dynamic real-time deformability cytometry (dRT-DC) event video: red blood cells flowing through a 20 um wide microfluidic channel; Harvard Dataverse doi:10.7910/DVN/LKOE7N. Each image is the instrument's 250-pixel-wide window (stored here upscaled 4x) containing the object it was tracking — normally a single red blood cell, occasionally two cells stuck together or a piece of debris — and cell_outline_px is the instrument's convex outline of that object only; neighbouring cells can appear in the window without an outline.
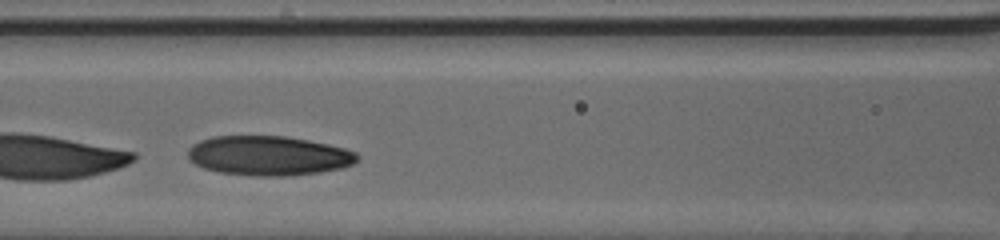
{"species": "human", "species_latin": "Homo sapiens", "temperature_condition": "cold", "stored_images_in_passage": 27, "camera_frame_rate_fps": 3000, "um_per_image_px": 0.085, "donor": {"sex": "male"}, "frame": {"image": 1, "passage_image": 9, "time_ms": 2.667, "image_size_px": [1000, 240], "cell_outline_px": [[360, 156], [352, 164], [340, 168], [320, 172], [284, 176], [252, 176], [220, 172], [204, 168], [196, 164], [188, 156], [188, 148], [192, 144], [200, 140], [212, 136], [284, 136], [308, 140], [328, 144], [344, 148], [356, 152]], "centroid_in_image_um": [22.82, 13.23], "position_along_channel_um": 143.8, "area_um2": 38.96}}
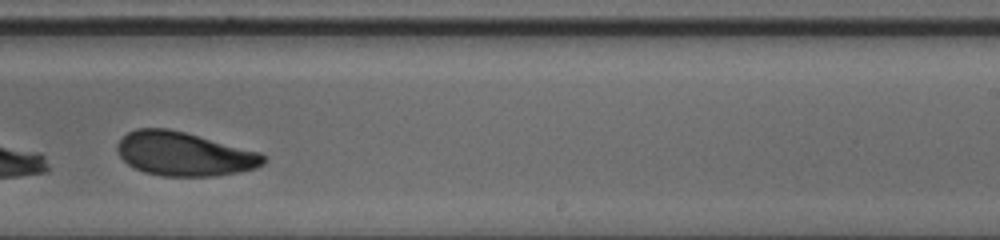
{"frame": {"image": 2, "passage_image": 18, "time_ms": 5.667, "image_size_px": [1000, 240], "cell_outline_px": [[268, 160], [264, 164], [256, 168], [240, 172], [212, 176], [164, 176], [144, 172], [128, 164], [116, 152], [116, 144], [128, 132], [136, 128], [168, 128], [184, 132], [260, 152], [268, 156]], "centroid_in_image_um": [15.67, 13.09], "position_along_channel_um": 273.3, "area_um2": 37.45}}
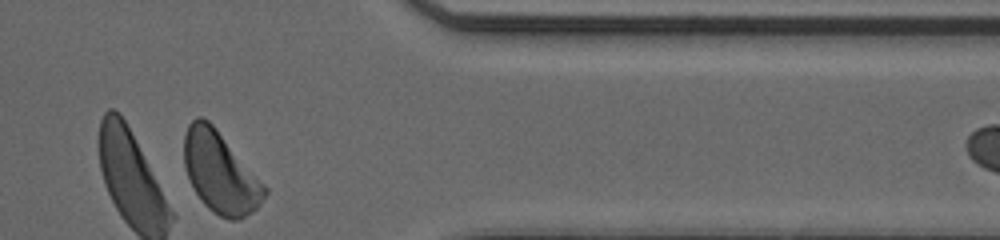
{"frame": {"image": 3, "passage_image": 27, "time_ms": 8.667, "image_size_px": [1000, 240], "cell_outline_px": [[268, 192], [260, 204], [252, 212], [240, 220], [228, 220], [212, 212], [200, 200], [192, 188], [188, 180], [184, 168], [184, 136], [188, 124], [196, 116], [200, 116], [208, 120], [216, 128], [268, 188]], "centroid_in_image_um": [18.7, 14.68], "position_along_channel_um": 392.7, "area_um2": 38.26}}